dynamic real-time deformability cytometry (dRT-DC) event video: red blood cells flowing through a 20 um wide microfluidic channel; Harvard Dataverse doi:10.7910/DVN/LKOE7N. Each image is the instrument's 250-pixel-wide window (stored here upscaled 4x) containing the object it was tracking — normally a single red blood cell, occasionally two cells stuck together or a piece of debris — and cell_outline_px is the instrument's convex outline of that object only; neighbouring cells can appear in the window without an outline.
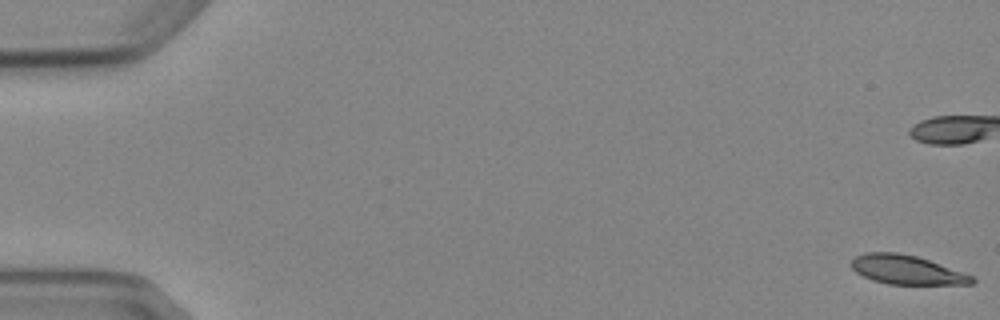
{"species": "Egyptian fruit bat (a non-hibernating species)", "species_latin": "Rousettus aegyptiacus", "temperature_condition": "cold", "stored_images_in_passage": 9, "camera_frame_rate_fps": 3000, "um_per_image_px": 0.085, "animal": {"sex": "female"}, "frame": {"image": 1, "passage_image": 1, "time_ms": 0.0, "image_size_px": [1000, 320], "cell_outline_px": [[976, 280], [972, 284], [888, 284], [872, 280], [856, 272], [848, 264], [856, 256], [864, 252], [896, 252], [916, 256], [964, 272], [972, 276]], "centroid_in_image_um": [77.04, 22.93], "position_along_channel_um": 8.0, "area_um2": 20.4}}